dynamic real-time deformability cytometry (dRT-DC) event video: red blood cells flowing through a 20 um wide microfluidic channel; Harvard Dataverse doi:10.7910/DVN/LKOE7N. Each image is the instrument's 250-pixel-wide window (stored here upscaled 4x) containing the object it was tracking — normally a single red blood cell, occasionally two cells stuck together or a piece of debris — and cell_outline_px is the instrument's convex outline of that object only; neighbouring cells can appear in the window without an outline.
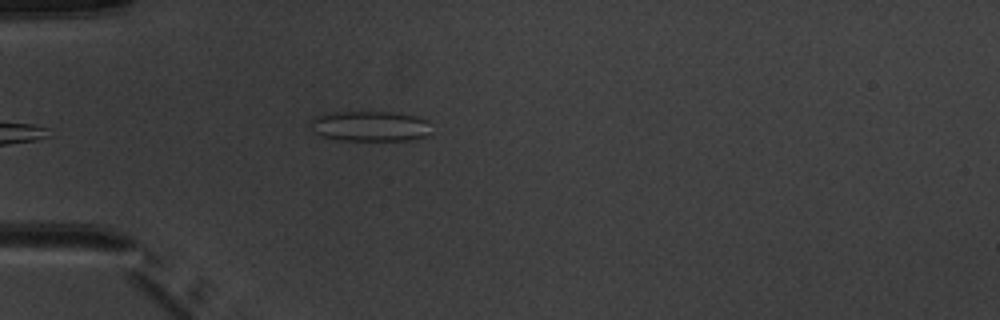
{"species": "common noctule bat (a hibernating species)", "species_latin": "Nyctalus noctula", "temperature_condition": "warm", "stored_images_in_passage": 6, "camera_frame_rate_fps": 3000, "um_per_image_px": 0.085, "animal": {"sex": "male", "body_mass_g": 20.1, "forearm_length_mm": 53.5}, "frame": {"image": 1, "passage_image": 6, "time_ms": 7.0, "image_size_px": [1000, 320], "cell_outline_px": [[432, 132], [416, 140], [340, 140], [320, 136], [312, 132], [308, 124], [308, 120], [316, 116], [332, 112], [392, 112], [416, 116], [428, 120]], "centroid_in_image_um": [31.42, 10.73], "position_along_channel_um": 53.6, "area_um2": 21.79}}